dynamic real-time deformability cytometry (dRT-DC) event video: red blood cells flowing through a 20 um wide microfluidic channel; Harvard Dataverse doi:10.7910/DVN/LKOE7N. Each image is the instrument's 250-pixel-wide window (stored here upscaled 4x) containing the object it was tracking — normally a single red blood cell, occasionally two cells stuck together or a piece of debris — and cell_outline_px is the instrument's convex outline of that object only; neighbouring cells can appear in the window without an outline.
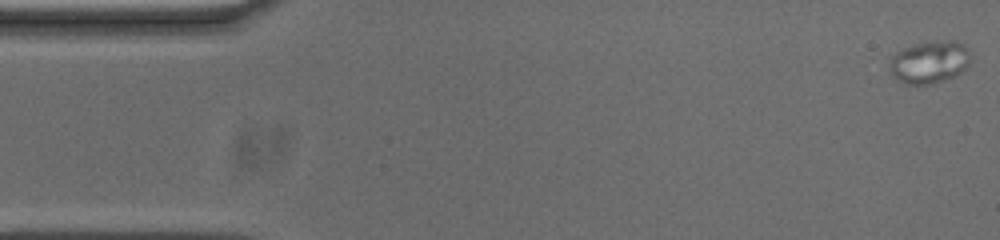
{"species": "common noctule bat (a hibernating species)", "species_latin": "Nyctalus noctula", "temperature_condition": "cold", "stored_images_in_passage": 8, "camera_frame_rate_fps": 3000, "um_per_image_px": 0.085, "animal": {"sex": "male", "body_mass_g": 20.0, "forearm_length_mm": 53.3}, "frame": {"image": 1, "passage_image": 1, "time_ms": 0.0, "image_size_px": [1000, 240], "cell_outline_px": [[968, 64], [960, 72], [944, 80], [928, 84], [904, 84], [896, 80], [892, 76], [888, 68], [888, 56], [904, 48], [916, 44], [936, 40], [952, 40], [964, 44], [968, 60]], "centroid_in_image_um": [78.88, 5.28], "position_along_channel_um": 6.1, "area_um2": 20.0}}